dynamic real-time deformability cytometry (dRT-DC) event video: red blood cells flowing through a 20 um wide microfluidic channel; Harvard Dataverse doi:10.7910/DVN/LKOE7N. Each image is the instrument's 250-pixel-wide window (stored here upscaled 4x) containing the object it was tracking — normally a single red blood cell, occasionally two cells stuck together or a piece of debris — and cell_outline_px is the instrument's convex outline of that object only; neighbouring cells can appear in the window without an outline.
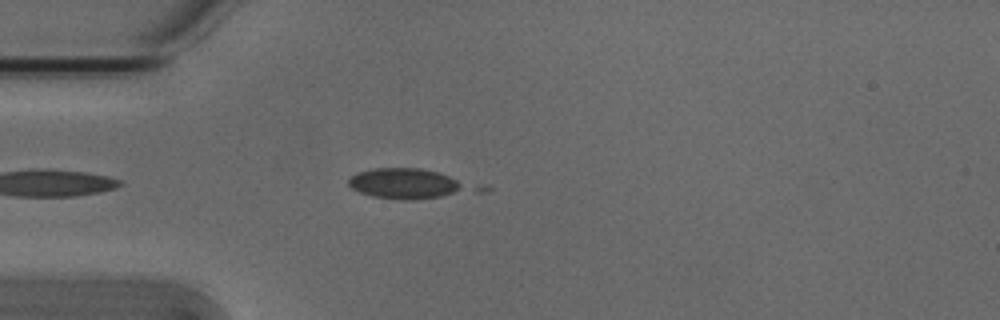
{"species": "Egyptian fruit bat (a non-hibernating species)", "species_latin": "Rousettus aegyptiacus", "temperature_condition": "cold", "stored_images_in_passage": 6, "camera_frame_rate_fps": 3000, "um_per_image_px": 0.085, "animal": {"sex": "male"}, "frame": {"image": 1, "passage_image": 2, "time_ms": 0.333, "image_size_px": [1000, 320], "cell_outline_px": [[492, 188], [480, 192], [412, 200], [404, 200], [372, 196], [360, 192], [352, 188], [348, 184], [348, 180], [352, 176], [360, 172], [376, 168], [420, 168], [488, 184]], "centroid_in_image_um": [35.04, 15.63], "position_along_channel_um": 50.0, "area_um2": 23.18}}